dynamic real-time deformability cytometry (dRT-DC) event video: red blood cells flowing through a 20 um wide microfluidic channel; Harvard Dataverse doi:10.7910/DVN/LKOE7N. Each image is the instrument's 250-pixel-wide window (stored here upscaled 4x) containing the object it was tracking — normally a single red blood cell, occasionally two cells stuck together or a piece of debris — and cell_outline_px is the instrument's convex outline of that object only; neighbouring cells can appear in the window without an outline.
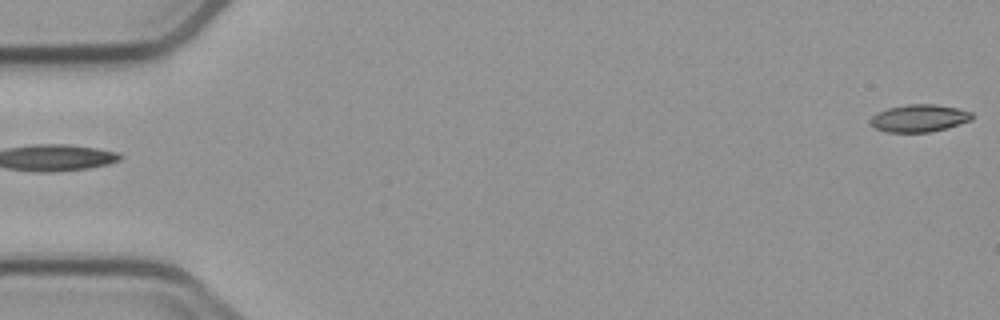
{"species": "common noctule bat (a hibernating species)", "species_latin": "Nyctalus noctula", "temperature_condition": "cold", "stored_images_in_passage": 4, "segment_of_instrument_passage": [2, 2], "camera_frame_rate_fps": 3000, "um_per_image_px": 0.085, "animal": {"sex": "male", "body_mass_g": 23.1, "forearm_length_mm": 52.7}, "frame": {"image": 1, "passage_image": 4, "time_ms": 4.333, "image_size_px": [1000, 320], "cell_outline_px": [[972, 120], [944, 128], [928, 132], [888, 132], [876, 128], [868, 124], [868, 120], [876, 112], [888, 108], [908, 104], [936, 104], [956, 108], [972, 112]], "centroid_in_image_um": [78.07, 10.04], "position_along_channel_um": 6.9, "area_um2": 16.18}}